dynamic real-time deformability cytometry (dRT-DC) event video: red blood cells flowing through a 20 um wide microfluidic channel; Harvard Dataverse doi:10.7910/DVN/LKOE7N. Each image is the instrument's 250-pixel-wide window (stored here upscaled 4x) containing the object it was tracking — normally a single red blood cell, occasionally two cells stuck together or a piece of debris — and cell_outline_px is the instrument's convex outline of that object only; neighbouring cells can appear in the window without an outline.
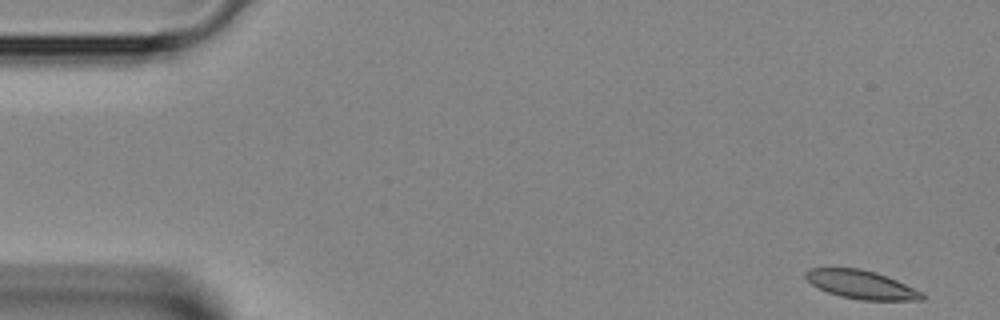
{"species": "Egyptian fruit bat (a non-hibernating species)", "species_latin": "Rousettus aegyptiacus", "temperature_condition": "room temperature", "stored_images_in_passage": 43, "camera_frame_rate_fps": 3000, "um_per_image_px": 0.085, "animal": {"sex": "female"}, "frame": {"image": 1, "passage_image": 1, "time_ms": 0.0, "image_size_px": [1000, 320], "cell_outline_px": [[924, 300], [860, 300], [840, 296], [828, 292], [812, 284], [804, 276], [804, 272], [812, 268], [860, 268], [876, 272], [896, 280], [924, 292]], "centroid_in_image_um": [73.23, 24.19], "position_along_channel_um": 11.8, "area_um2": 19.25}}
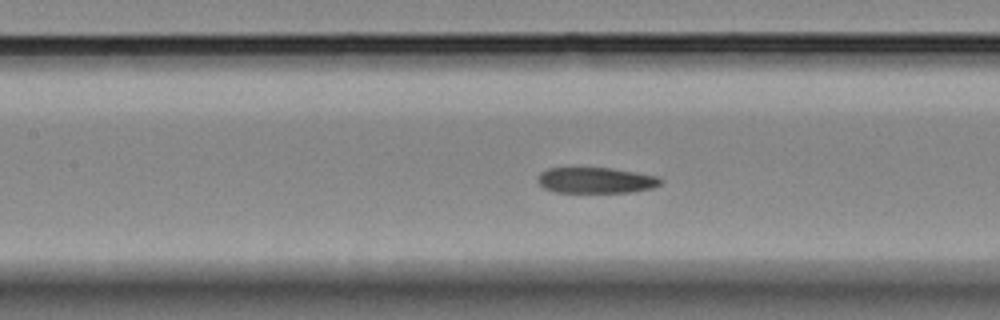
{"frame": {"image": 2, "passage_image": 18, "time_ms": 5.667, "image_size_px": [1000, 320], "cell_outline_px": [[664, 180], [660, 184], [652, 188], [632, 192], [556, 192], [544, 188], [536, 180], [536, 176], [540, 172], [548, 168], [612, 168], [660, 176]], "centroid_in_image_um": [50.66, 15.32], "position_along_channel_um": 156.7, "area_um2": 18.67}}
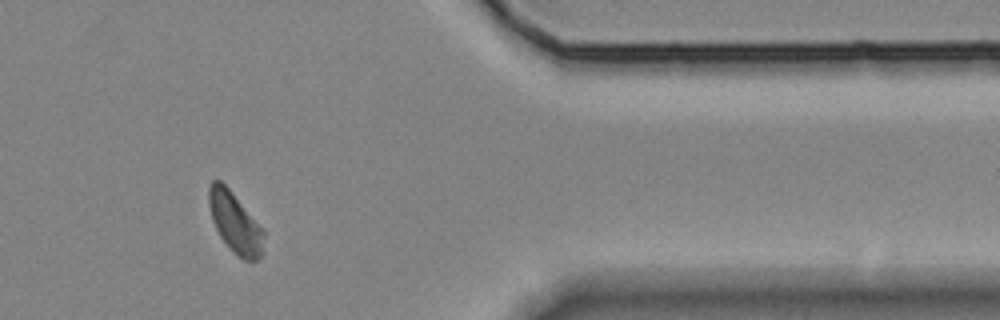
{"frame": {"image": 3, "passage_image": 35, "time_ms": 11.333, "image_size_px": [1000, 320], "cell_outline_px": [[264, 252], [256, 260], [244, 260], [232, 252], [220, 236], [212, 220], [208, 204], [208, 188], [212, 180], [220, 180], [232, 192], [264, 228]], "centroid_in_image_um": [20.0, 18.93], "position_along_channel_um": 391.4, "area_um2": 19.59}}